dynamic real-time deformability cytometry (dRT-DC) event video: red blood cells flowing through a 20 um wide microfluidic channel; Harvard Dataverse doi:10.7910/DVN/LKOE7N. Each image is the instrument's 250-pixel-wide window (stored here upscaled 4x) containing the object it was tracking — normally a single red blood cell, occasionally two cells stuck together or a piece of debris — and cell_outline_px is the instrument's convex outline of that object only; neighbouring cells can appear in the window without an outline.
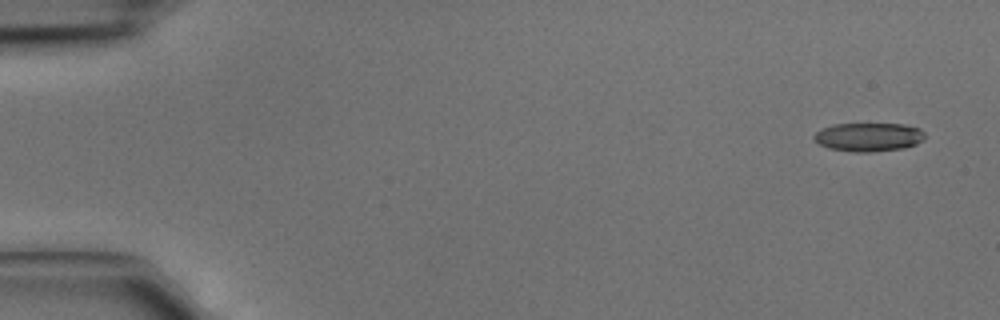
{"species": "common noctule bat (a hibernating species)", "species_latin": "Nyctalus noctula", "temperature_condition": "cold", "stored_images_in_passage": 4, "camera_frame_rate_fps": 3000, "um_per_image_px": 0.085, "animal": {"sex": "male", "body_mass_g": 15.6}, "frame": {"image": 1, "passage_image": 1, "time_ms": 0.0, "image_size_px": [1000, 320], "cell_outline_px": [[924, 140], [916, 144], [904, 148], [872, 152], [856, 152], [828, 148], [820, 144], [812, 136], [820, 128], [832, 124], [904, 124], [920, 128], [924, 132]], "centroid_in_image_um": [73.83, 11.64], "position_along_channel_um": 11.2, "area_um2": 18.61}}
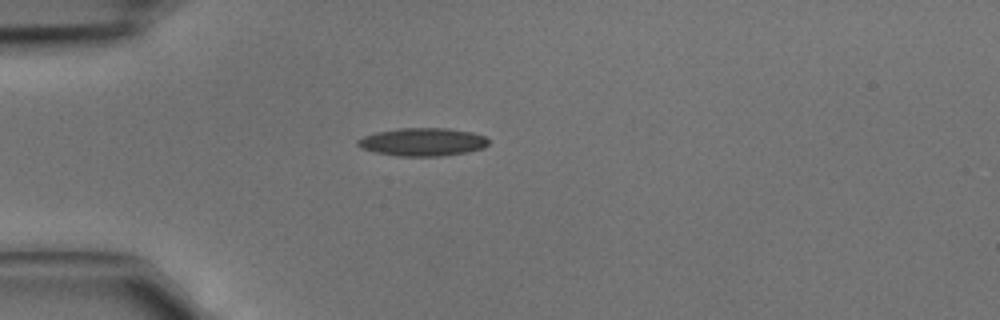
{"frame": {"image": 2, "passage_image": 4, "time_ms": 1.0, "image_size_px": [1000, 320], "cell_outline_px": [[488, 144], [484, 148], [468, 152], [440, 156], [396, 156], [376, 152], [360, 148], [356, 144], [356, 140], [364, 136], [376, 132], [396, 128], [448, 128], [472, 132], [484, 136], [488, 140]], "centroid_in_image_um": [35.9, 12.06], "position_along_channel_um": 49.1, "area_um2": 21.5}}